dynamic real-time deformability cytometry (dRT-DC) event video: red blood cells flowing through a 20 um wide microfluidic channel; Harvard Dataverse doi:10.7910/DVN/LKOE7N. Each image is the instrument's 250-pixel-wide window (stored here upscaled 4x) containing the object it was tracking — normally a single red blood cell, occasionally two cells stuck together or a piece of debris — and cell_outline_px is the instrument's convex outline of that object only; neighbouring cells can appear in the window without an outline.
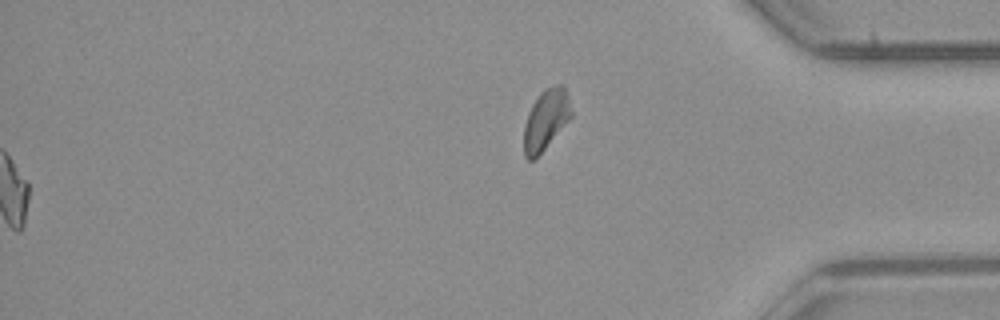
{"species": "common noctule bat (a hibernating species)", "species_latin": "Nyctalus noctula", "temperature_condition": "room temperature", "stored_images_in_passage": 54, "segment_of_instrument_passage": [2, 2], "camera_frame_rate_fps": 3000, "um_per_image_px": 0.085, "animal": {"sex": "male", "body_mass_g": 23.1, "forearm_length_mm": 52.7}, "frame": {"image": 1, "passage_image": 54, "time_ms": 17.667, "image_size_px": [1000, 320], "cell_outline_px": [[572, 116], [544, 148], [532, 160], [528, 160], [524, 156], [524, 128], [528, 112], [532, 104], [540, 92], [544, 88], [552, 84], [560, 84], [564, 88], [568, 96], [572, 112]], "centroid_in_image_um": [46.39, 10.12], "position_along_channel_um": 388.8, "area_um2": 16.42}}